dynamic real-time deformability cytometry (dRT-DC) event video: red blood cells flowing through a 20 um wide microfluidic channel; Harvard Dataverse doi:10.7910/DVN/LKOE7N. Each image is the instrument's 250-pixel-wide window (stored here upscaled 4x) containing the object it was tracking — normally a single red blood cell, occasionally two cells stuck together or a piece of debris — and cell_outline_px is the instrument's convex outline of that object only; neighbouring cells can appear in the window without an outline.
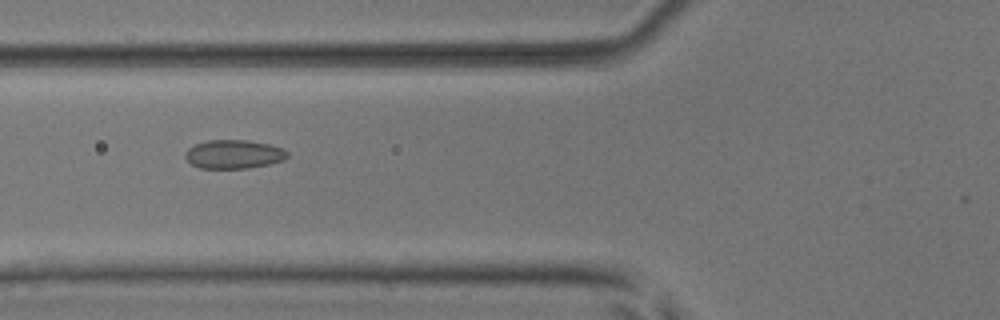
{"species": "common noctule bat (a hibernating species)", "species_latin": "Nyctalus noctula", "temperature_condition": "room temperature", "stored_images_in_passage": 3, "camera_frame_rate_fps": 3000, "um_per_image_px": 0.085, "animal": {"sex": "male", "body_mass_g": 17.9, "forearm_length_mm": 54.2}, "frame": {"image": 1, "passage_image": 2, "time_ms": 1.0, "image_size_px": [1000, 320], "cell_outline_px": [[288, 156], [284, 160], [268, 164], [248, 168], [200, 168], [192, 164], [184, 156], [184, 152], [188, 148], [196, 144], [208, 140], [248, 140], [268, 144], [284, 148], [288, 152]], "centroid_in_image_um": [19.88, 13.1], "position_along_channel_um": 105.9, "area_um2": 17.11}}
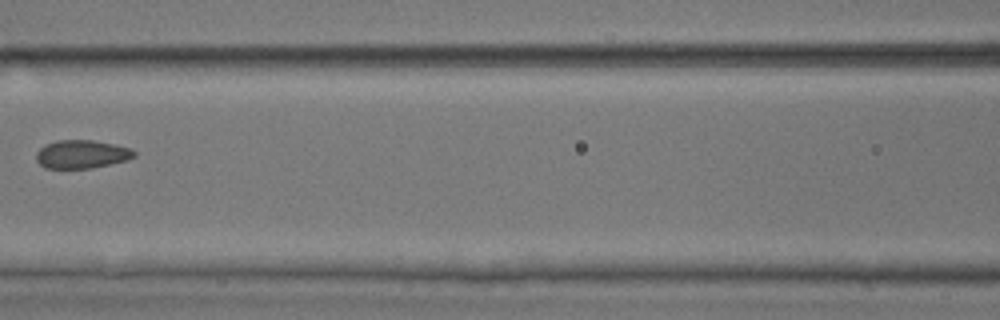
{"frame": {"image": 2, "passage_image": 3, "time_ms": 2.333, "image_size_px": [1000, 320], "cell_outline_px": [[136, 156], [128, 160], [92, 168], [44, 168], [36, 160], [36, 152], [44, 144], [56, 140], [92, 140], [112, 144], [128, 148], [136, 152]], "centroid_in_image_um": [6.91, 13.11], "position_along_channel_um": 159.7, "area_um2": 16.18}}